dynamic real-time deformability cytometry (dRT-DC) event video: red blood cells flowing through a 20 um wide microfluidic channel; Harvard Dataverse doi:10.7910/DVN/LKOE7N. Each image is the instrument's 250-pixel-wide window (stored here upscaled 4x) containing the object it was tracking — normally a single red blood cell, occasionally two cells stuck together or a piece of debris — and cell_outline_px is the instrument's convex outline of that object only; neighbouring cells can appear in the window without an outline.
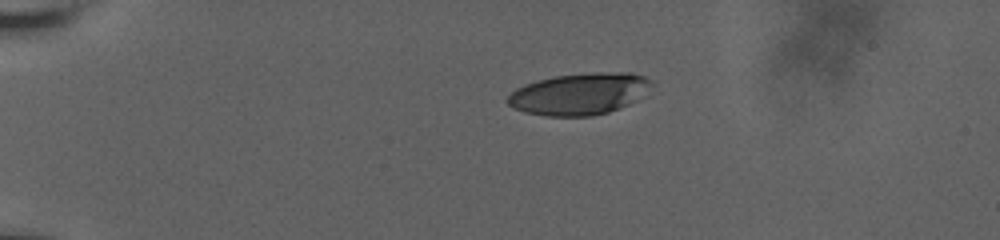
{"species": "human", "species_latin": "Homo sapiens", "temperature_condition": "room temperature", "stored_images_in_passage": 10, "camera_frame_rate_fps": 3000, "um_per_image_px": 0.085, "donor": {"sex": "male"}, "frame": {"image": 1, "passage_image": 1, "time_ms": 0.0, "image_size_px": [1000, 240], "cell_outline_px": [[652, 84], [636, 100], [628, 104], [608, 112], [592, 116], [548, 116], [524, 112], [512, 108], [504, 100], [516, 88], [524, 84], [556, 76], [616, 72], [632, 72], [644, 76], [652, 80]], "centroid_in_image_um": [49.21, 7.99], "position_along_channel_um": 35.8, "area_um2": 34.56}}
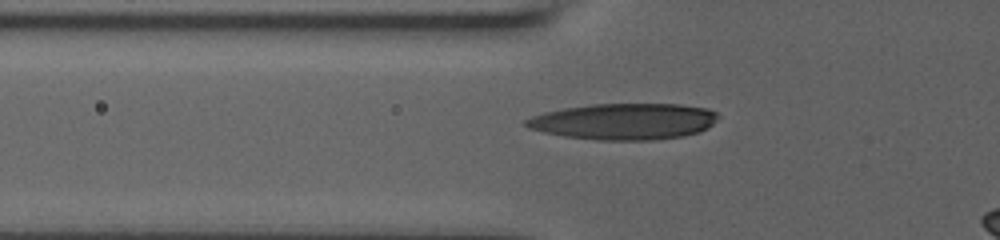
{"frame": {"image": 2, "passage_image": 9, "time_ms": 3.0, "image_size_px": [1000, 240], "cell_outline_px": [[720, 116], [708, 128], [700, 132], [684, 136], [656, 140], [600, 140], [564, 136], [544, 132], [528, 128], [524, 124], [524, 120], [532, 116], [544, 112], [564, 108], [592, 104], [680, 104], [708, 108], [716, 112]], "centroid_in_image_um": [53.08, 10.32], "position_along_channel_um": 72.7, "area_um2": 40.81}}